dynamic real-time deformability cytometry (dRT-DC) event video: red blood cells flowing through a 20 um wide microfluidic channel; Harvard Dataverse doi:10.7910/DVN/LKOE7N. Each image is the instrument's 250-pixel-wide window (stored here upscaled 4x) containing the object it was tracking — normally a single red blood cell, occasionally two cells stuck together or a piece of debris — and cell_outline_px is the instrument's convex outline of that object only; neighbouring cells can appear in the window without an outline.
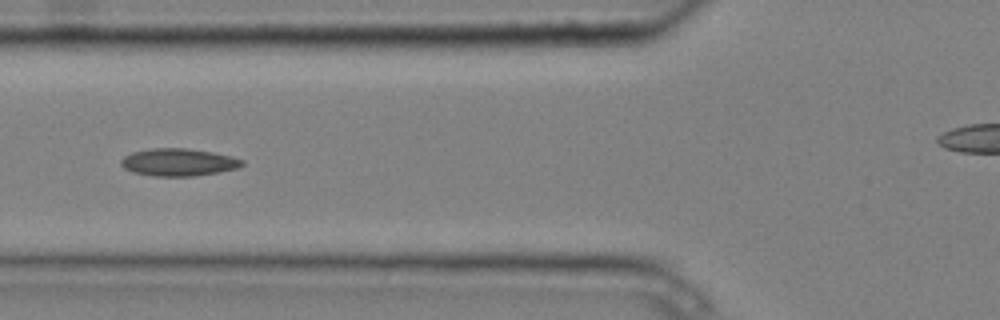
{"species": "common noctule bat (a hibernating species)", "species_latin": "Nyctalus noctula", "temperature_condition": "cold", "stored_images_in_passage": 8, "camera_frame_rate_fps": 3000, "um_per_image_px": 0.085, "animal": {"sex": "male", "body_mass_g": 20.4}, "frame": {"image": 1, "passage_image": 6, "time_ms": 1.667, "image_size_px": [1000, 320], "cell_outline_px": [[244, 164], [240, 168], [220, 172], [192, 176], [152, 176], [132, 172], [124, 168], [120, 164], [120, 160], [124, 156], [132, 152], [152, 148], [188, 148], [212, 152], [232, 156], [244, 160]], "centroid_in_image_um": [15.18, 13.79], "position_along_channel_um": 110.6, "area_um2": 19.59}}
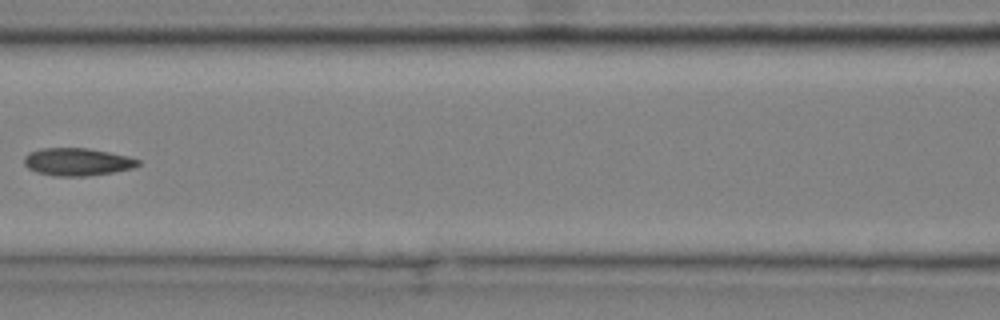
{"frame": {"image": 2, "passage_image": 7, "time_ms": 2.0, "image_size_px": [1000, 320], "cell_outline_px": [[140, 164], [136, 168], [88, 176], [56, 176], [36, 172], [28, 168], [24, 164], [24, 156], [28, 152], [40, 148], [88, 148], [128, 156], [140, 160]], "centroid_in_image_um": [6.56, 13.75], "position_along_channel_um": 160.0, "area_um2": 18.5}}
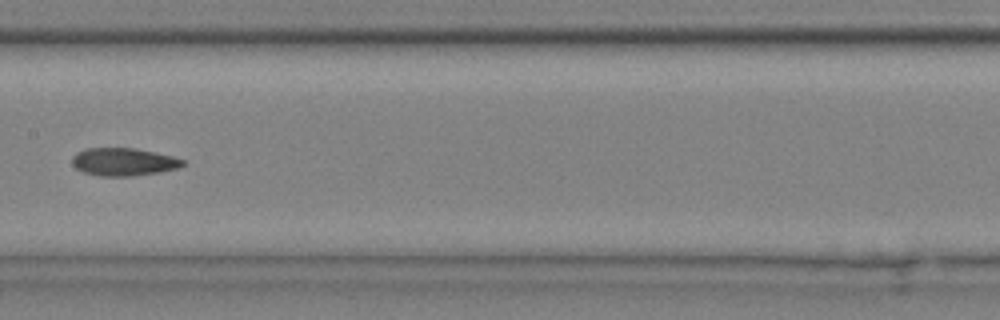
{"frame": {"image": 3, "passage_image": 8, "time_ms": 2.333, "image_size_px": [1000, 320], "cell_outline_px": [[184, 164], [176, 168], [160, 172], [132, 176], [100, 176], [84, 172], [76, 168], [72, 164], [72, 156], [76, 152], [84, 148], [136, 148], [172, 156], [184, 160]], "centroid_in_image_um": [10.46, 13.75], "position_along_channel_um": 196.9, "area_um2": 17.92}}